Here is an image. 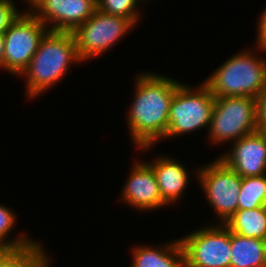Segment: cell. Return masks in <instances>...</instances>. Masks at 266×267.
I'll list each match as a JSON object with an SVG mask.
<instances>
[{
	"instance_id": "cell-1",
	"label": "cell",
	"mask_w": 266,
	"mask_h": 267,
	"mask_svg": "<svg viewBox=\"0 0 266 267\" xmlns=\"http://www.w3.org/2000/svg\"><path fill=\"white\" fill-rule=\"evenodd\" d=\"M181 83L155 72L136 76V90L126 121L135 147L145 151L160 139L165 140L170 104Z\"/></svg>"
},
{
	"instance_id": "cell-22",
	"label": "cell",
	"mask_w": 266,
	"mask_h": 267,
	"mask_svg": "<svg viewBox=\"0 0 266 267\" xmlns=\"http://www.w3.org/2000/svg\"><path fill=\"white\" fill-rule=\"evenodd\" d=\"M257 130L266 129V88L256 98Z\"/></svg>"
},
{
	"instance_id": "cell-11",
	"label": "cell",
	"mask_w": 266,
	"mask_h": 267,
	"mask_svg": "<svg viewBox=\"0 0 266 267\" xmlns=\"http://www.w3.org/2000/svg\"><path fill=\"white\" fill-rule=\"evenodd\" d=\"M119 198L136 211H152L168 206L161 197L152 167L145 161H135Z\"/></svg>"
},
{
	"instance_id": "cell-6",
	"label": "cell",
	"mask_w": 266,
	"mask_h": 267,
	"mask_svg": "<svg viewBox=\"0 0 266 267\" xmlns=\"http://www.w3.org/2000/svg\"><path fill=\"white\" fill-rule=\"evenodd\" d=\"M136 27L129 19L103 13L98 9L73 32L76 50L81 62L106 53L128 31Z\"/></svg>"
},
{
	"instance_id": "cell-12",
	"label": "cell",
	"mask_w": 266,
	"mask_h": 267,
	"mask_svg": "<svg viewBox=\"0 0 266 267\" xmlns=\"http://www.w3.org/2000/svg\"><path fill=\"white\" fill-rule=\"evenodd\" d=\"M231 149L218 156L241 178L266 175V138L261 131L231 143Z\"/></svg>"
},
{
	"instance_id": "cell-7",
	"label": "cell",
	"mask_w": 266,
	"mask_h": 267,
	"mask_svg": "<svg viewBox=\"0 0 266 267\" xmlns=\"http://www.w3.org/2000/svg\"><path fill=\"white\" fill-rule=\"evenodd\" d=\"M194 172L218 224H225L238 210L242 178L219 157Z\"/></svg>"
},
{
	"instance_id": "cell-26",
	"label": "cell",
	"mask_w": 266,
	"mask_h": 267,
	"mask_svg": "<svg viewBox=\"0 0 266 267\" xmlns=\"http://www.w3.org/2000/svg\"><path fill=\"white\" fill-rule=\"evenodd\" d=\"M139 3H145L146 1L149 2V0H137ZM151 1V0H150Z\"/></svg>"
},
{
	"instance_id": "cell-9",
	"label": "cell",
	"mask_w": 266,
	"mask_h": 267,
	"mask_svg": "<svg viewBox=\"0 0 266 267\" xmlns=\"http://www.w3.org/2000/svg\"><path fill=\"white\" fill-rule=\"evenodd\" d=\"M48 31L43 22L30 11L24 10L4 32L3 70L21 77Z\"/></svg>"
},
{
	"instance_id": "cell-2",
	"label": "cell",
	"mask_w": 266,
	"mask_h": 267,
	"mask_svg": "<svg viewBox=\"0 0 266 267\" xmlns=\"http://www.w3.org/2000/svg\"><path fill=\"white\" fill-rule=\"evenodd\" d=\"M75 63L82 62L72 32L48 31L41 39L29 66L21 74L26 78L28 99L38 97L58 84Z\"/></svg>"
},
{
	"instance_id": "cell-19",
	"label": "cell",
	"mask_w": 266,
	"mask_h": 267,
	"mask_svg": "<svg viewBox=\"0 0 266 267\" xmlns=\"http://www.w3.org/2000/svg\"><path fill=\"white\" fill-rule=\"evenodd\" d=\"M13 212L9 207L0 204V243L9 249H19L31 245L35 240L23 234L9 240V234L17 224L16 215Z\"/></svg>"
},
{
	"instance_id": "cell-14",
	"label": "cell",
	"mask_w": 266,
	"mask_h": 267,
	"mask_svg": "<svg viewBox=\"0 0 266 267\" xmlns=\"http://www.w3.org/2000/svg\"><path fill=\"white\" fill-rule=\"evenodd\" d=\"M168 242L162 247L138 245L133 248L131 267H185L184 252L179 239Z\"/></svg>"
},
{
	"instance_id": "cell-15",
	"label": "cell",
	"mask_w": 266,
	"mask_h": 267,
	"mask_svg": "<svg viewBox=\"0 0 266 267\" xmlns=\"http://www.w3.org/2000/svg\"><path fill=\"white\" fill-rule=\"evenodd\" d=\"M230 267H266V240L231 232Z\"/></svg>"
},
{
	"instance_id": "cell-4",
	"label": "cell",
	"mask_w": 266,
	"mask_h": 267,
	"mask_svg": "<svg viewBox=\"0 0 266 267\" xmlns=\"http://www.w3.org/2000/svg\"><path fill=\"white\" fill-rule=\"evenodd\" d=\"M214 103L215 96L204 82L197 87L181 83L170 104L165 138L209 128Z\"/></svg>"
},
{
	"instance_id": "cell-23",
	"label": "cell",
	"mask_w": 266,
	"mask_h": 267,
	"mask_svg": "<svg viewBox=\"0 0 266 267\" xmlns=\"http://www.w3.org/2000/svg\"><path fill=\"white\" fill-rule=\"evenodd\" d=\"M258 20V30H257V43L256 49H260V51H266V8L260 14Z\"/></svg>"
},
{
	"instance_id": "cell-13",
	"label": "cell",
	"mask_w": 266,
	"mask_h": 267,
	"mask_svg": "<svg viewBox=\"0 0 266 267\" xmlns=\"http://www.w3.org/2000/svg\"><path fill=\"white\" fill-rule=\"evenodd\" d=\"M153 169L162 200L168 205L182 198L188 186L189 173L184 164L170 156L156 157L147 162ZM185 190V191H184Z\"/></svg>"
},
{
	"instance_id": "cell-20",
	"label": "cell",
	"mask_w": 266,
	"mask_h": 267,
	"mask_svg": "<svg viewBox=\"0 0 266 267\" xmlns=\"http://www.w3.org/2000/svg\"><path fill=\"white\" fill-rule=\"evenodd\" d=\"M138 4L137 0H97V9L106 14L125 17L137 26L141 16Z\"/></svg>"
},
{
	"instance_id": "cell-18",
	"label": "cell",
	"mask_w": 266,
	"mask_h": 267,
	"mask_svg": "<svg viewBox=\"0 0 266 267\" xmlns=\"http://www.w3.org/2000/svg\"><path fill=\"white\" fill-rule=\"evenodd\" d=\"M266 206V175L243 177L238 209L251 210Z\"/></svg>"
},
{
	"instance_id": "cell-16",
	"label": "cell",
	"mask_w": 266,
	"mask_h": 267,
	"mask_svg": "<svg viewBox=\"0 0 266 267\" xmlns=\"http://www.w3.org/2000/svg\"><path fill=\"white\" fill-rule=\"evenodd\" d=\"M224 225L240 236L266 240V206L238 209Z\"/></svg>"
},
{
	"instance_id": "cell-3",
	"label": "cell",
	"mask_w": 266,
	"mask_h": 267,
	"mask_svg": "<svg viewBox=\"0 0 266 267\" xmlns=\"http://www.w3.org/2000/svg\"><path fill=\"white\" fill-rule=\"evenodd\" d=\"M253 51L237 52L203 81L215 97L257 98L266 88V59Z\"/></svg>"
},
{
	"instance_id": "cell-5",
	"label": "cell",
	"mask_w": 266,
	"mask_h": 267,
	"mask_svg": "<svg viewBox=\"0 0 266 267\" xmlns=\"http://www.w3.org/2000/svg\"><path fill=\"white\" fill-rule=\"evenodd\" d=\"M257 131L256 98L215 97L207 138L212 145L235 142ZM214 143V144H213Z\"/></svg>"
},
{
	"instance_id": "cell-8",
	"label": "cell",
	"mask_w": 266,
	"mask_h": 267,
	"mask_svg": "<svg viewBox=\"0 0 266 267\" xmlns=\"http://www.w3.org/2000/svg\"><path fill=\"white\" fill-rule=\"evenodd\" d=\"M179 241L185 267H230L231 231L224 224L198 228Z\"/></svg>"
},
{
	"instance_id": "cell-10",
	"label": "cell",
	"mask_w": 266,
	"mask_h": 267,
	"mask_svg": "<svg viewBox=\"0 0 266 267\" xmlns=\"http://www.w3.org/2000/svg\"><path fill=\"white\" fill-rule=\"evenodd\" d=\"M25 1L29 11L43 22L49 31L55 32H73L97 10V0Z\"/></svg>"
},
{
	"instance_id": "cell-17",
	"label": "cell",
	"mask_w": 266,
	"mask_h": 267,
	"mask_svg": "<svg viewBox=\"0 0 266 267\" xmlns=\"http://www.w3.org/2000/svg\"><path fill=\"white\" fill-rule=\"evenodd\" d=\"M38 241L19 248H6L0 254V267H50L49 256Z\"/></svg>"
},
{
	"instance_id": "cell-24",
	"label": "cell",
	"mask_w": 266,
	"mask_h": 267,
	"mask_svg": "<svg viewBox=\"0 0 266 267\" xmlns=\"http://www.w3.org/2000/svg\"><path fill=\"white\" fill-rule=\"evenodd\" d=\"M4 62V34H0V69L3 70Z\"/></svg>"
},
{
	"instance_id": "cell-21",
	"label": "cell",
	"mask_w": 266,
	"mask_h": 267,
	"mask_svg": "<svg viewBox=\"0 0 266 267\" xmlns=\"http://www.w3.org/2000/svg\"><path fill=\"white\" fill-rule=\"evenodd\" d=\"M22 13L13 0H0V34H4Z\"/></svg>"
},
{
	"instance_id": "cell-27",
	"label": "cell",
	"mask_w": 266,
	"mask_h": 267,
	"mask_svg": "<svg viewBox=\"0 0 266 267\" xmlns=\"http://www.w3.org/2000/svg\"><path fill=\"white\" fill-rule=\"evenodd\" d=\"M262 133L264 134V136H265V138H266V129H264V130L262 131Z\"/></svg>"
},
{
	"instance_id": "cell-25",
	"label": "cell",
	"mask_w": 266,
	"mask_h": 267,
	"mask_svg": "<svg viewBox=\"0 0 266 267\" xmlns=\"http://www.w3.org/2000/svg\"><path fill=\"white\" fill-rule=\"evenodd\" d=\"M6 248L0 243V254L5 250Z\"/></svg>"
}]
</instances>
